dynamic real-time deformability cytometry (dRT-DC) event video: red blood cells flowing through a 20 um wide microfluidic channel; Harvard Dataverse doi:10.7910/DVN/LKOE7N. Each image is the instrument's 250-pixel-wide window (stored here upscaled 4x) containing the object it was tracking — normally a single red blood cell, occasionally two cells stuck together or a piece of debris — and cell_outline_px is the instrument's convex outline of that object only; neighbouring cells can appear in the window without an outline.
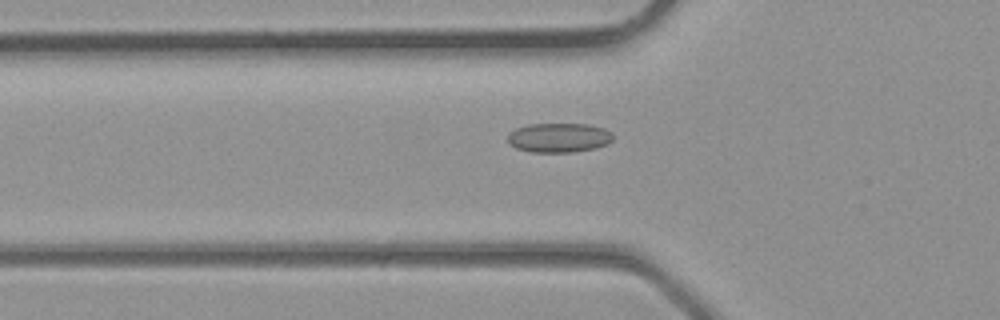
{"species": "common noctule bat (a hibernating species)", "species_latin": "Nyctalus noctula", "temperature_condition": "room temperature", "stored_images_in_passage": 4, "camera_frame_rate_fps": 3000, "um_per_image_px": 0.085, "animal": {"sex": "male", "body_mass_g": 23.1, "forearm_length_mm": 52.7}, "frame": {"image": 1, "passage_image": 4, "time_ms": 1.0, "image_size_px": [1000, 320], "cell_outline_px": [[612, 140], [608, 144], [596, 148], [572, 152], [532, 152], [516, 148], [508, 144], [508, 136], [516, 128], [528, 124], [588, 124], [604, 128], [612, 132]], "centroid_in_image_um": [47.52, 11.7], "position_along_channel_um": 78.3, "area_um2": 18.09}}